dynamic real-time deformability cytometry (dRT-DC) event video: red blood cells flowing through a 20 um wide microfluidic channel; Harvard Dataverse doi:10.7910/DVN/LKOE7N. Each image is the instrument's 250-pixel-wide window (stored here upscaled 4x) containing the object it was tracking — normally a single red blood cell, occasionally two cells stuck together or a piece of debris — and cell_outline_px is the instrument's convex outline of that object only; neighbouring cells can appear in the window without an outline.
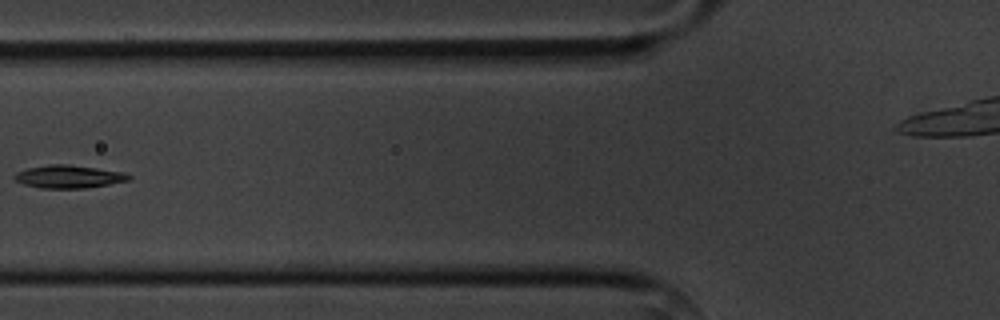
{"species": "common noctule bat (a hibernating species)", "species_latin": "Nyctalus noctula", "temperature_condition": "cold", "stored_images_in_passage": 8, "camera_frame_rate_fps": 3000, "um_per_image_px": 0.085, "animal": {"sex": "male", "body_mass_g": 20.1, "forearm_length_mm": 53.5}, "frame": {"image": 1, "passage_image": 7, "time_ms": 7.0, "image_size_px": [1000, 320], "cell_outline_px": [[132, 180], [84, 188], [40, 188], [24, 184], [16, 180], [12, 176], [16, 172], [28, 168], [48, 164], [68, 164], [124, 172], [132, 176]], "centroid_in_image_um": [5.85, 15.01], "position_along_channel_um": 120.0, "area_um2": 15.26}}
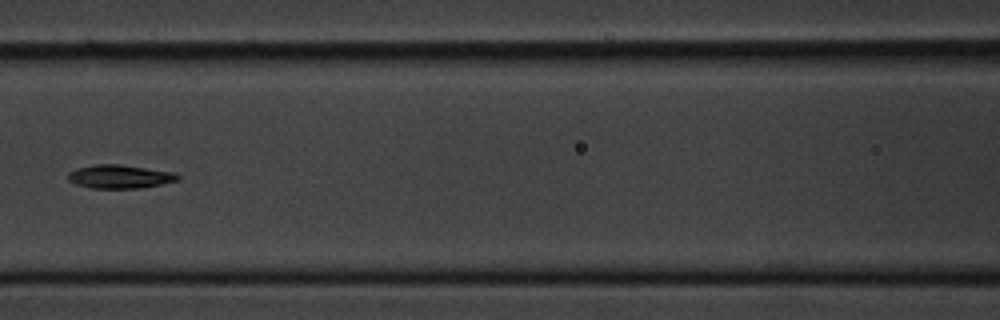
{"frame": {"image": 2, "passage_image": 8, "time_ms": 8.0, "image_size_px": [1000, 320], "cell_outline_px": [[180, 180], [140, 188], [92, 188], [76, 184], [68, 180], [68, 172], [76, 168], [96, 164], [120, 164], [176, 172], [180, 176]], "centroid_in_image_um": [10.2, 15.0], "position_along_channel_um": 156.4, "area_um2": 15.14}}